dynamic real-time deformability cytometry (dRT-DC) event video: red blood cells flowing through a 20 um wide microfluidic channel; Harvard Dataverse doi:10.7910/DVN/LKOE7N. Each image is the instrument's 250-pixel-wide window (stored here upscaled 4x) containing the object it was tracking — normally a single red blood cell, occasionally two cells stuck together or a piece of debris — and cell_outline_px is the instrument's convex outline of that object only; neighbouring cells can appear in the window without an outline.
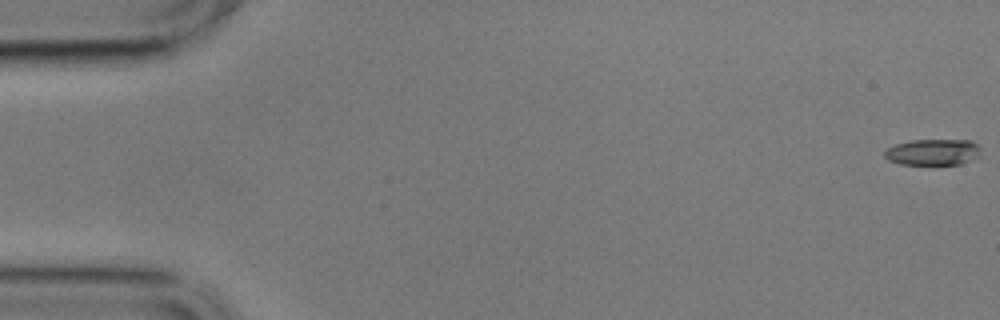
{"species": "common noctule bat (a hibernating species)", "species_latin": "Nyctalus noctula", "temperature_condition": "cold", "stored_images_in_passage": 12, "camera_frame_rate_fps": 3000, "um_per_image_px": 0.085, "animal": {"sex": "male", "body_mass_g": 17.9}, "frame": {"image": 1, "passage_image": 1, "time_ms": 0.0, "image_size_px": [1000, 320], "cell_outline_px": [[980, 156], [960, 164], [900, 164], [888, 160], [884, 156], [884, 152], [888, 148], [896, 144], [912, 140], [972, 140], [980, 148]], "centroid_in_image_um": [79.31, 12.93], "position_along_channel_um": 5.7, "area_um2": 14.62}}